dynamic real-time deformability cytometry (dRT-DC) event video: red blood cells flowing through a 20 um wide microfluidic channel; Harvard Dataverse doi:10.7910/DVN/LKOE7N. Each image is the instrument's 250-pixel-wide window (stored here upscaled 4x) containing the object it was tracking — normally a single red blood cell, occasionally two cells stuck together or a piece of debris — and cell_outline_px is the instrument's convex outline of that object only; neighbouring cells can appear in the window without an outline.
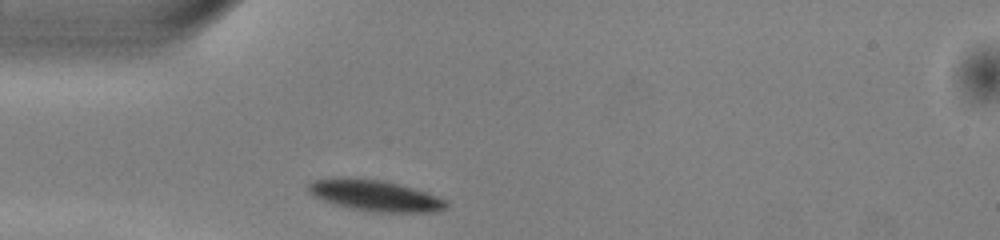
{"species": "common noctule bat (a hibernating species)", "species_latin": "Nyctalus noctula", "temperature_condition": "warm", "stored_images_in_passage": 39, "camera_frame_rate_fps": 3000, "um_per_image_px": 0.085, "animal": {"sex": "male", "body_mass_g": 13.0, "forearm_length_mm": 53.1}, "frame": {"image": 1, "passage_image": 2, "time_ms": 0.333, "image_size_px": [1000, 240], "cell_outline_px": [[448, 208], [432, 212], [376, 212], [352, 208], [336, 204], [312, 196], [308, 192], [308, 184], [316, 180], [336, 176], [384, 180], [412, 188], [424, 192], [444, 200], [448, 204]], "centroid_in_image_um": [31.83, 16.61], "position_along_channel_um": 53.2, "area_um2": 24.74}}
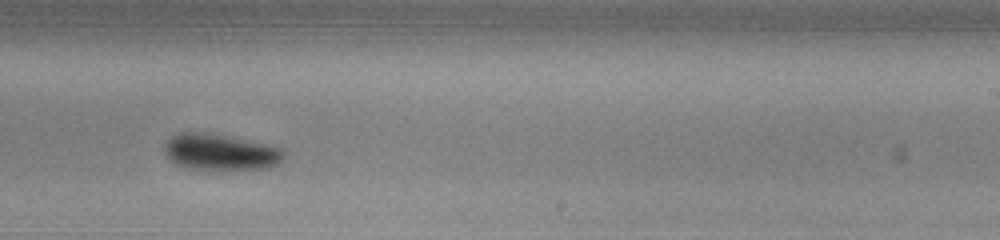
{"frame": {"image": 2, "passage_image": 19, "time_ms": 6.0, "image_size_px": [1000, 240], "cell_outline_px": [[284, 156], [276, 164], [268, 168], [184, 168], [176, 164], [164, 152], [164, 144], [176, 132], [204, 132], [264, 144], [280, 148], [284, 152]], "centroid_in_image_um": [18.66, 12.91], "position_along_channel_um": 270.3, "area_um2": 24.39}}
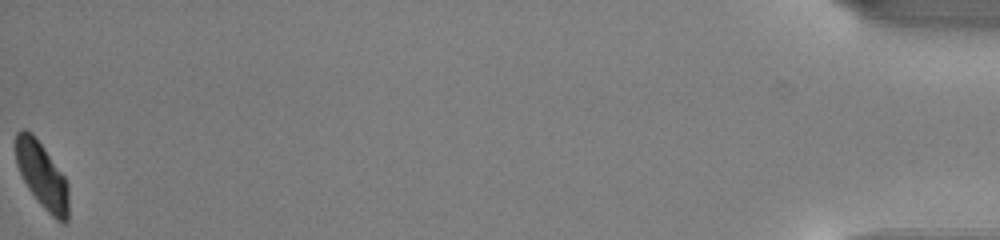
{"frame": {"image": 3, "passage_image": 39, "time_ms": 12.667, "image_size_px": [1000, 240], "cell_outline_px": [[68, 220], [64, 224], [60, 224], [40, 204], [28, 188], [16, 164], [16, 132], [20, 128], [24, 128], [32, 132], [44, 148], [64, 176], [68, 184]], "centroid_in_image_um": [3.58, 14.92], "position_along_channel_um": 431.6, "area_um2": 20.35}, "authors_computed_cell_mechanics": {"area_um2": 24.4494, "velocity_mm_per_s": 3.9833, "shape_relaxation_time_tau1_ms": 2.0065, "shape_relaxation_time_tau2_ms": null, "deformation_change_tau1": 0.097, "deformation_change_tau2": null}}